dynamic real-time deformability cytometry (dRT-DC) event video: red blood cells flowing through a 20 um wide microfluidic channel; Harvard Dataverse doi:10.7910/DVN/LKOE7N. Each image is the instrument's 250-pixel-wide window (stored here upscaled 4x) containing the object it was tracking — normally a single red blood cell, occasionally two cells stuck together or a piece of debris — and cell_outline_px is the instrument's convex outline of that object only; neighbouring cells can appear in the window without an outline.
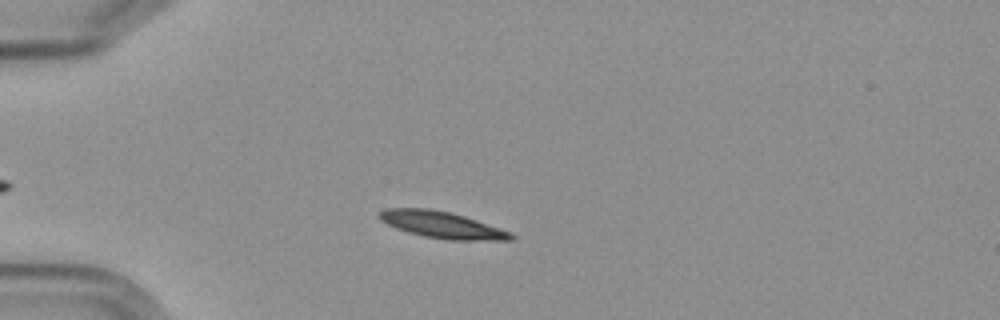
{"species": "Egyptian fruit bat (a non-hibernating species)", "species_latin": "Rousettus aegyptiacus", "temperature_condition": "cold", "stored_images_in_passage": 4, "camera_frame_rate_fps": 3000, "um_per_image_px": 0.085, "frame": {"image": 1, "passage_image": 3, "time_ms": 2.333, "image_size_px": [1000, 320], "cell_outline_px": [[516, 236], [512, 240], [448, 240], [424, 236], [408, 232], [396, 228], [380, 220], [380, 212], [388, 208], [432, 208], [452, 212], [512, 232]], "centroid_in_image_um": [37.6, 19.11], "position_along_channel_um": 47.4, "area_um2": 20.4}}